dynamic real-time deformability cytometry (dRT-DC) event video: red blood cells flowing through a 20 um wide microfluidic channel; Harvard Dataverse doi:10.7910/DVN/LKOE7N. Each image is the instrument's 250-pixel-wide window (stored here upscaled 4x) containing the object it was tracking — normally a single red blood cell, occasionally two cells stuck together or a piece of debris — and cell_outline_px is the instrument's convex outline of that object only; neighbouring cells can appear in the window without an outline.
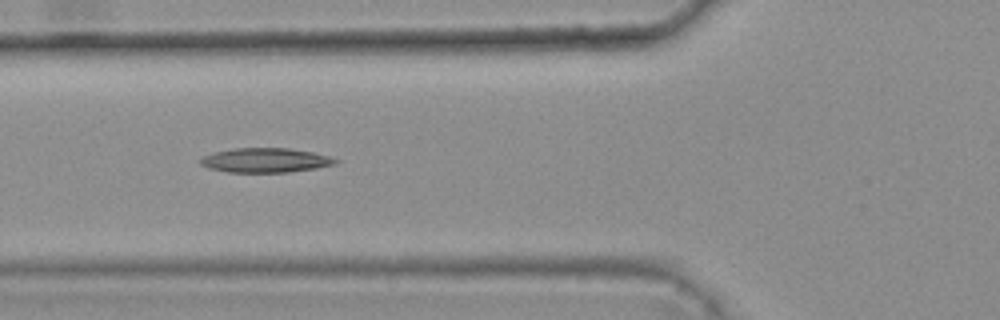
{"species": "common noctule bat (a hibernating species)", "species_latin": "Nyctalus noctula", "temperature_condition": "warm", "stored_images_in_passage": 6, "camera_frame_rate_fps": 3000, "um_per_image_px": 0.085, "animal": {"sex": "female", "body_mass_g": 25.1}, "frame": {"image": 1, "passage_image": 4, "time_ms": 1.0, "image_size_px": [1000, 320], "cell_outline_px": [[340, 160], [336, 164], [316, 168], [288, 172], [228, 172], [208, 168], [200, 164], [200, 160], [204, 156], [212, 152], [232, 148], [288, 148], [312, 152], [328, 156]], "centroid_in_image_um": [22.54, 13.62], "position_along_channel_um": 103.3, "area_um2": 19.25}}
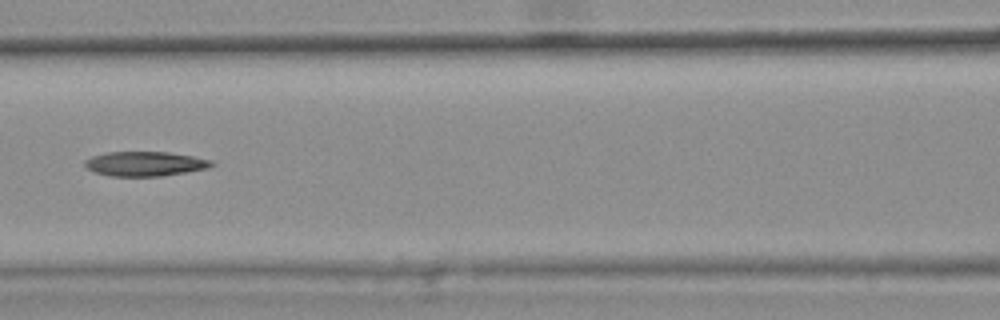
{"frame": {"image": 2, "passage_image": 5, "time_ms": 1.333, "image_size_px": [1000, 320], "cell_outline_px": [[216, 164], [208, 168], [160, 176], [112, 176], [96, 172], [84, 168], [84, 160], [92, 156], [108, 152], [168, 152], [192, 156], [212, 160]], "centroid_in_image_um": [12.31, 13.92], "position_along_channel_um": 154.3, "area_um2": 18.09}}